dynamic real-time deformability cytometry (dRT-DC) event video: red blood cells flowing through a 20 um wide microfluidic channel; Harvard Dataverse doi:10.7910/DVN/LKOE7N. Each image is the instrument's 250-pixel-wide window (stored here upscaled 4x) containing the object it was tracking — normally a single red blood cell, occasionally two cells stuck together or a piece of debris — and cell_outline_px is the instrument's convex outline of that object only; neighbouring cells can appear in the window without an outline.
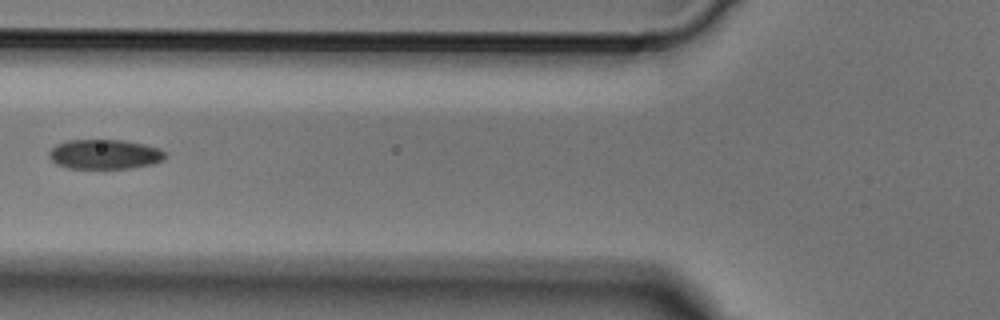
{"species": "Egyptian fruit bat (a non-hibernating species)", "species_latin": "Rousettus aegyptiacus", "temperature_condition": "cold", "stored_images_in_passage": 5, "camera_frame_rate_fps": 3000, "um_per_image_px": 0.085, "animal": {"sex": "male"}, "frame": {"image": 1, "passage_image": 4, "time_ms": 1.0, "image_size_px": [1000, 320], "cell_outline_px": [[168, 156], [164, 160], [152, 164], [132, 168], [68, 168], [56, 164], [48, 156], [48, 152], [56, 144], [68, 140], [120, 140], [144, 144], [156, 148], [164, 152]], "centroid_in_image_um": [8.88, 13.12], "position_along_channel_um": 116.9, "area_um2": 20.06}}
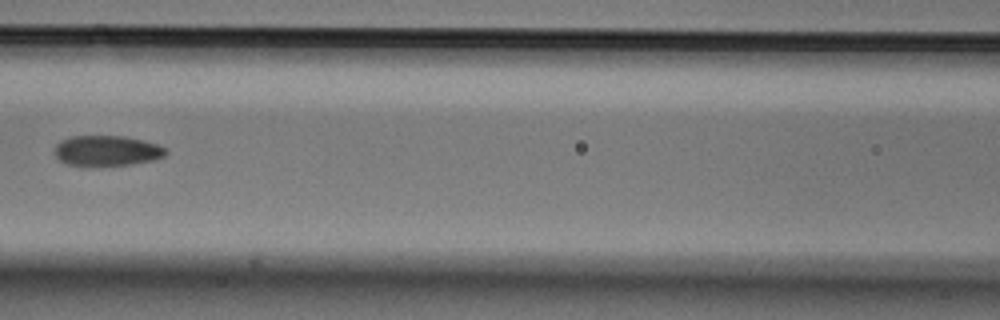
{"frame": {"image": 2, "passage_image": 5, "time_ms": 1.333, "image_size_px": [1000, 320], "cell_outline_px": [[168, 152], [164, 156], [156, 160], [132, 164], [88, 168], [64, 164], [56, 156], [56, 144], [60, 140], [72, 136], [124, 136], [156, 144], [164, 148]], "centroid_in_image_um": [9.05, 12.85], "position_along_channel_um": 157.6, "area_um2": 20.17}}